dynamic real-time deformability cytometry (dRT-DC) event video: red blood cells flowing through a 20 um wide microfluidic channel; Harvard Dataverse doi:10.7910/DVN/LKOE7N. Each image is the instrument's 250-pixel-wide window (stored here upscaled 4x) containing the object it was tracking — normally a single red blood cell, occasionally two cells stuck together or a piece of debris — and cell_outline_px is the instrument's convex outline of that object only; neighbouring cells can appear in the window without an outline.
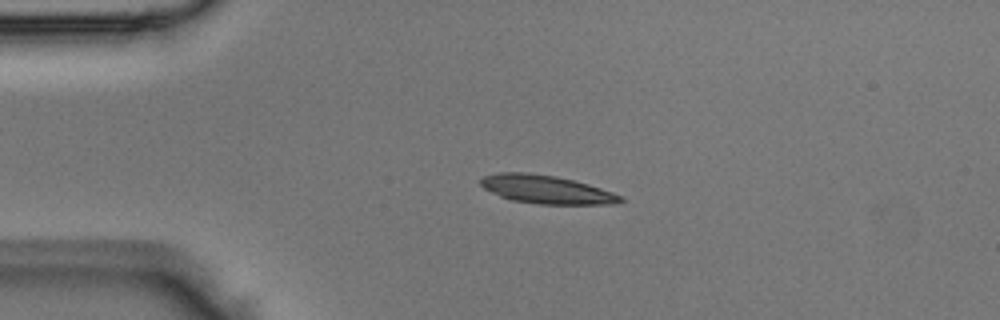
{"species": "Egyptian fruit bat (a non-hibernating species)", "species_latin": "Rousettus aegyptiacus", "temperature_condition": "room temperature", "stored_images_in_passage": 49, "camera_frame_rate_fps": 3000, "um_per_image_px": 0.085, "animal": {"sex": "male"}, "frame": {"image": 1, "passage_image": 10, "time_ms": 3.0, "image_size_px": [1000, 320], "cell_outline_px": [[624, 200], [616, 204], [540, 204], [512, 200], [500, 196], [484, 188], [480, 184], [480, 180], [484, 176], [500, 172], [528, 172], [556, 176], [588, 184], [624, 196]], "centroid_in_image_um": [46.46, 16.1], "position_along_channel_um": 38.5, "area_um2": 23.0}}
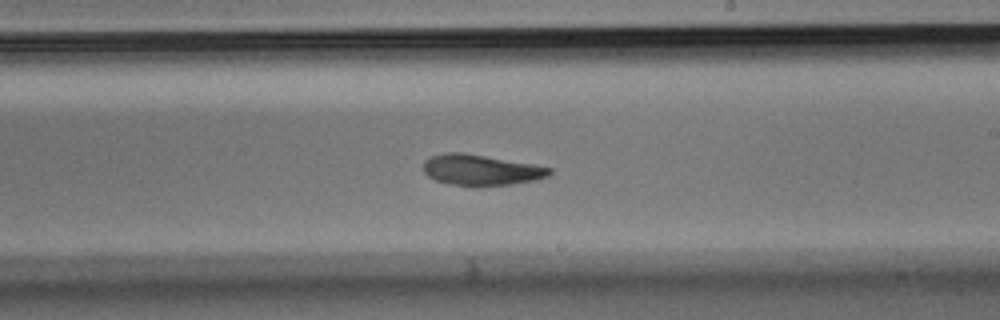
{"frame": {"image": 2, "passage_image": 28, "time_ms": 9.0, "image_size_px": [1000, 320], "cell_outline_px": [[552, 172], [548, 176], [536, 180], [512, 184], [476, 188], [448, 184], [436, 180], [428, 176], [424, 172], [424, 160], [432, 156], [444, 152], [464, 152], [532, 164], [552, 168]], "centroid_in_image_um": [40.87, 14.47], "position_along_channel_um": 248.1, "area_um2": 23.06}}
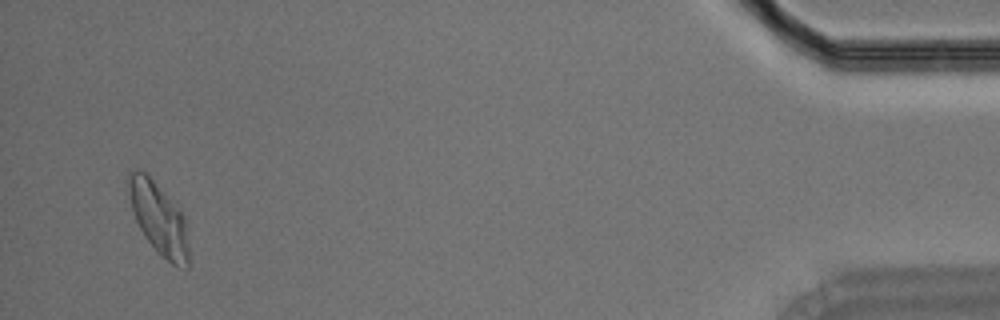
{"frame": {"image": 3, "passage_image": 47, "time_ms": 15.333, "image_size_px": [1000, 320], "cell_outline_px": [[188, 268], [184, 268], [172, 264], [156, 252], [144, 236], [136, 220], [132, 208], [128, 184], [128, 172], [144, 172], [180, 208], [188, 224]], "centroid_in_image_um": [13.55, 18.64], "position_along_channel_um": 421.7, "area_um2": 25.03}}